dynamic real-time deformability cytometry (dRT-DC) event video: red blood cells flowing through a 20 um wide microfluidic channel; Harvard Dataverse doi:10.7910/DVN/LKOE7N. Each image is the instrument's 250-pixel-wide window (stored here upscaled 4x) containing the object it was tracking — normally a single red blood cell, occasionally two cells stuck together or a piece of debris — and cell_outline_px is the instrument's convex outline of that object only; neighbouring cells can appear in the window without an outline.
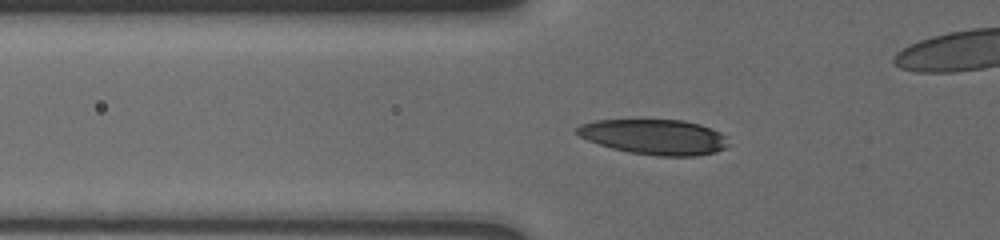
{"species": "human", "species_latin": "Homo sapiens", "temperature_condition": "cold", "stored_images_in_passage": 13, "camera_frame_rate_fps": 3000, "um_per_image_px": 0.085, "donor": {"sex": "male"}, "frame": {"image": 1, "passage_image": 6, "time_ms": 5.0, "image_size_px": [1000, 240], "cell_outline_px": [[732, 144], [716, 152], [696, 156], [656, 156], [628, 152], [612, 148], [588, 140], [580, 136], [576, 132], [576, 128], [580, 124], [592, 120], [684, 120], [700, 124], [712, 128], [720, 132]], "centroid_in_image_um": [55.66, 11.64], "position_along_channel_um": 70.1, "area_um2": 31.27}}
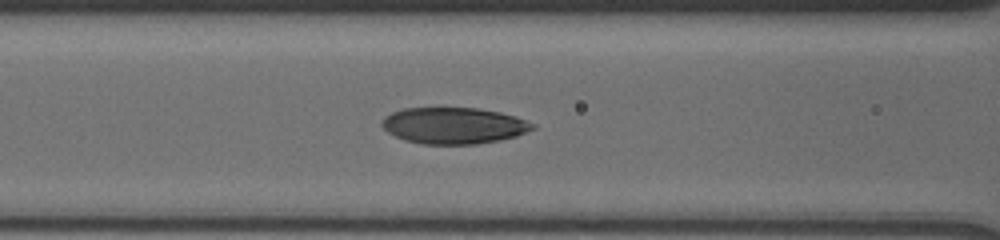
{"frame": {"image": 2, "passage_image": 10, "time_ms": 6.667, "image_size_px": [1000, 240], "cell_outline_px": [[536, 128], [516, 136], [500, 140], [476, 144], [424, 144], [404, 140], [388, 132], [380, 124], [384, 116], [392, 112], [404, 108], [476, 108], [500, 112], [516, 116], [536, 124]], "centroid_in_image_um": [38.58, 10.67], "position_along_channel_um": 128.0, "area_um2": 32.02}}
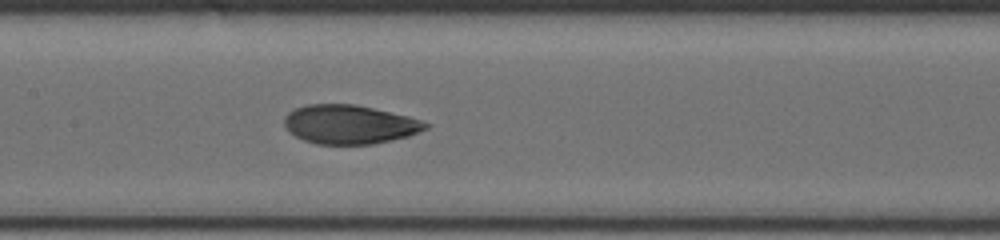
{"frame": {"image": 3, "passage_image": 13, "time_ms": 8.0, "image_size_px": [1000, 240], "cell_outline_px": [[432, 124], [428, 128], [408, 136], [372, 144], [316, 144], [304, 140], [288, 132], [284, 128], [284, 116], [288, 112], [296, 108], [308, 104], [356, 104], [408, 116]], "centroid_in_image_um": [29.69, 10.57], "position_along_channel_um": 177.7, "area_um2": 32.14}}